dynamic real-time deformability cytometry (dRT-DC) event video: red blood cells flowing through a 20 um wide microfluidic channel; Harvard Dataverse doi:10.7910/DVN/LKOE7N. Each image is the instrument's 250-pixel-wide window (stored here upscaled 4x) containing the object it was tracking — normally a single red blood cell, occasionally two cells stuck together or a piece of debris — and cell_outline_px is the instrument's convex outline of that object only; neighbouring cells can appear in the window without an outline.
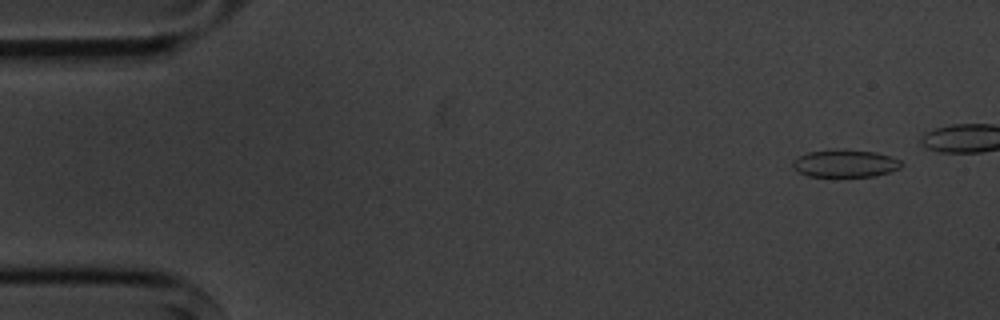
{"species": "common noctule bat (a hibernating species)", "species_latin": "Nyctalus noctula", "temperature_condition": "cold", "stored_images_in_passage": 4, "camera_frame_rate_fps": 3000, "um_per_image_px": 0.085, "animal": {"sex": "male", "body_mass_g": 20.1, "forearm_length_mm": 53.5}, "frame": {"image": 1, "passage_image": 1, "time_ms": 0.0, "image_size_px": [1000, 320], "cell_outline_px": [[904, 164], [900, 168], [876, 176], [808, 176], [792, 168], [792, 160], [796, 156], [808, 152], [836, 148], [844, 148], [876, 152], [892, 156], [900, 160]], "centroid_in_image_um": [71.82, 13.86], "position_along_channel_um": 13.2, "area_um2": 17.86}}